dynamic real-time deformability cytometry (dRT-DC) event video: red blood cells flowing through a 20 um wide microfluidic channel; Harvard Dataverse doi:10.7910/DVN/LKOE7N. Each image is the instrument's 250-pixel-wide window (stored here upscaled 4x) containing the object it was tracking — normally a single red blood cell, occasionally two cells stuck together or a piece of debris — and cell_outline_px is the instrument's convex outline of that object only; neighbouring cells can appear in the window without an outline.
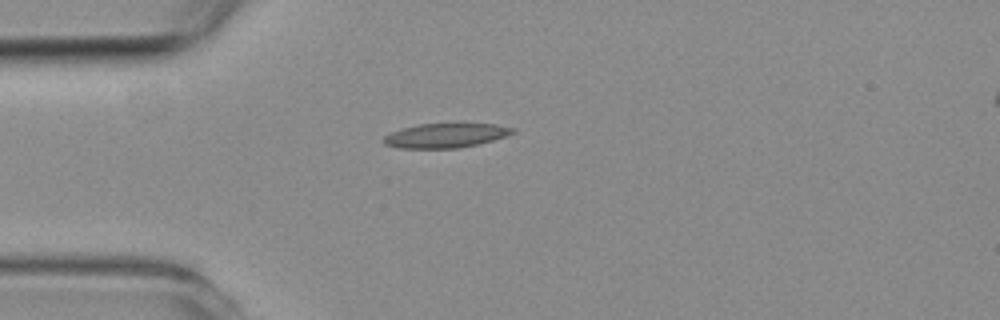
{"species": "common noctule bat (a hibernating species)", "species_latin": "Nyctalus noctula", "temperature_condition": "room temperature", "stored_images_in_passage": 4, "camera_frame_rate_fps": 3000, "um_per_image_px": 0.085, "animal": {"sex": "female", "body_mass_g": 19.3, "forearm_length_mm": 54.1}, "frame": {"image": 1, "passage_image": 3, "time_ms": 3.0, "image_size_px": [1000, 320], "cell_outline_px": [[516, 132], [492, 140], [460, 148], [400, 148], [384, 144], [380, 140], [384, 136], [392, 132], [404, 128], [420, 124], [496, 124], [516, 128]], "centroid_in_image_um": [37.86, 11.52], "position_along_channel_um": 47.1, "area_um2": 18.15}}